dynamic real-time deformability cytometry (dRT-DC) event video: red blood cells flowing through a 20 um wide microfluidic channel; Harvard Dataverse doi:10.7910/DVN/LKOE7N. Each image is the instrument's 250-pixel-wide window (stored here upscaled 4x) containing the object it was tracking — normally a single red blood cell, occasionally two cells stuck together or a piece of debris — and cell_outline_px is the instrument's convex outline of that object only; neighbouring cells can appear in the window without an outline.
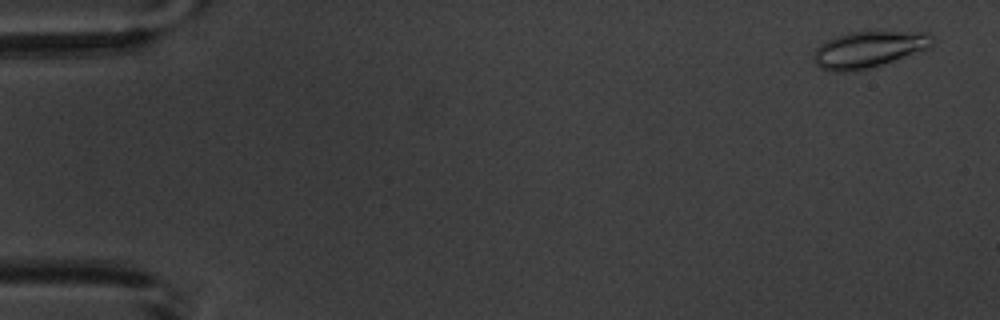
{"species": "common noctule bat (a hibernating species)", "species_latin": "Nyctalus noctula", "temperature_condition": "warm", "stored_images_in_passage": 4, "camera_frame_rate_fps": 3000, "um_per_image_px": 0.085, "animal": {"sex": "male", "body_mass_g": 20.1, "forearm_length_mm": 53.5}, "frame": {"image": 1, "passage_image": 1, "time_ms": 0.0, "image_size_px": [1000, 320], "cell_outline_px": [[936, 40], [928, 48], [872, 68], [844, 72], [832, 72], [820, 68], [812, 60], [812, 52], [820, 44], [836, 36], [848, 32], [928, 32]], "centroid_in_image_um": [73.79, 4.21], "position_along_channel_um": 11.2, "area_um2": 25.26}}